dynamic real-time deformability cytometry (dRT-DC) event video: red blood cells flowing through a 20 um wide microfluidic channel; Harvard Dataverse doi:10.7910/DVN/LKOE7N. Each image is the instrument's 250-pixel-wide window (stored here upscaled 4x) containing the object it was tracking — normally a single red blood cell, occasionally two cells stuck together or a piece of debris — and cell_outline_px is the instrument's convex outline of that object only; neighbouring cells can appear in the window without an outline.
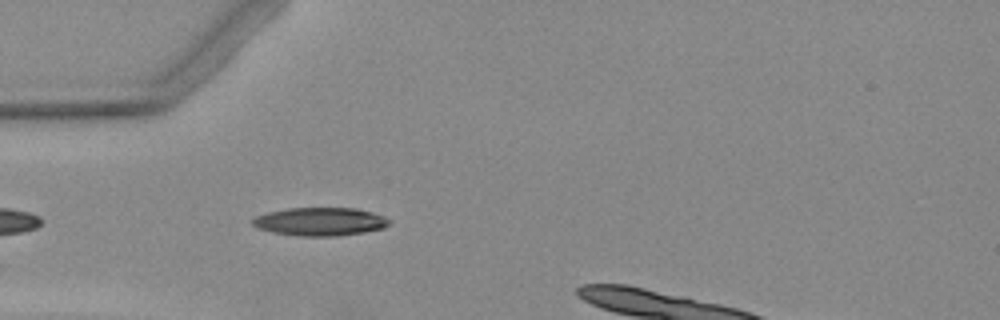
{"species": "Egyptian fruit bat (a non-hibernating species)", "species_latin": "Rousettus aegyptiacus", "temperature_condition": "warm", "stored_images_in_passage": 2, "camera_frame_rate_fps": 3000, "um_per_image_px": 0.085, "animal": {"sex": "female"}, "frame": {"image": 1, "passage_image": 1, "time_ms": 0.0, "image_size_px": [1000, 320], "cell_outline_px": [[392, 220], [384, 228], [364, 232], [336, 236], [296, 236], [272, 232], [256, 228], [252, 224], [252, 220], [256, 216], [268, 212], [288, 208], [356, 208], [372, 212], [384, 216]], "centroid_in_image_um": [27.21, 18.84], "position_along_channel_um": 57.8, "area_um2": 22.6}}